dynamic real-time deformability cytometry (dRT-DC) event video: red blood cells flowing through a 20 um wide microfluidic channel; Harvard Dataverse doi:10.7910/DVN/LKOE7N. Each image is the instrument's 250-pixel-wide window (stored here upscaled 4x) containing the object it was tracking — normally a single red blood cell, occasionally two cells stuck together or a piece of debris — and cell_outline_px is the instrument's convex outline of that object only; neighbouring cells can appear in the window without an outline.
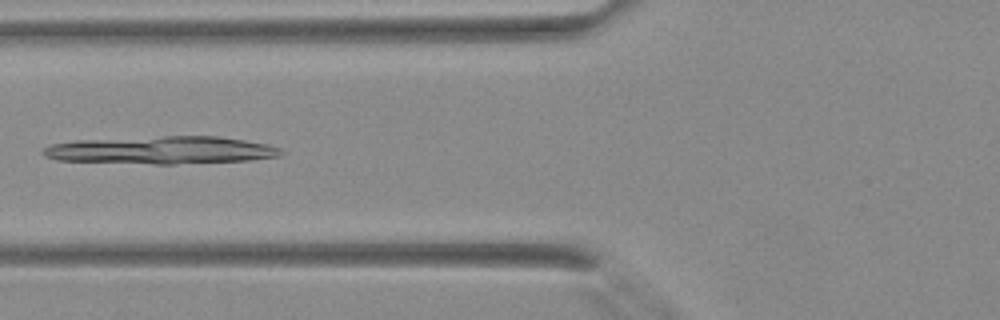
{"species": "Egyptian fruit bat (a non-hibernating species)", "species_latin": "Rousettus aegyptiacus", "temperature_condition": "warm", "stored_images_in_passage": 41, "camera_frame_rate_fps": 3000, "um_per_image_px": 0.085, "animal": {"sex": "female"}, "frame": {"image": 1, "passage_image": 16, "time_ms": 5.0, "image_size_px": [1000, 320], "cell_outline_px": [[284, 152], [280, 156], [252, 160], [176, 164], [156, 164], [56, 160], [44, 156], [40, 152], [48, 144], [76, 140], [164, 136], [220, 136], [268, 144], [280, 148]], "centroid_in_image_um": [13.71, 12.76], "position_along_channel_um": 112.1, "area_um2": 38.67}}
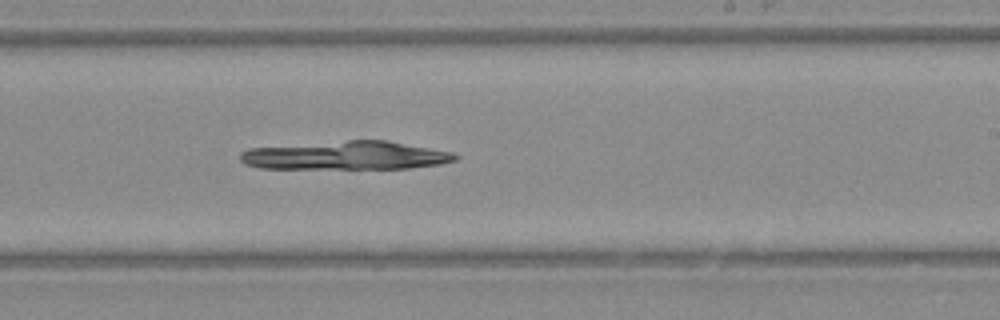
{"frame": {"image": 2, "passage_image": 25, "time_ms": 8.0, "image_size_px": [1000, 320], "cell_outline_px": [[460, 156], [456, 160], [440, 164], [408, 168], [260, 168], [244, 164], [240, 160], [240, 152], [248, 148], [348, 140], [388, 140], [452, 152]], "centroid_in_image_um": [29.41, 13.21], "position_along_channel_um": 259.6, "area_um2": 35.6}}
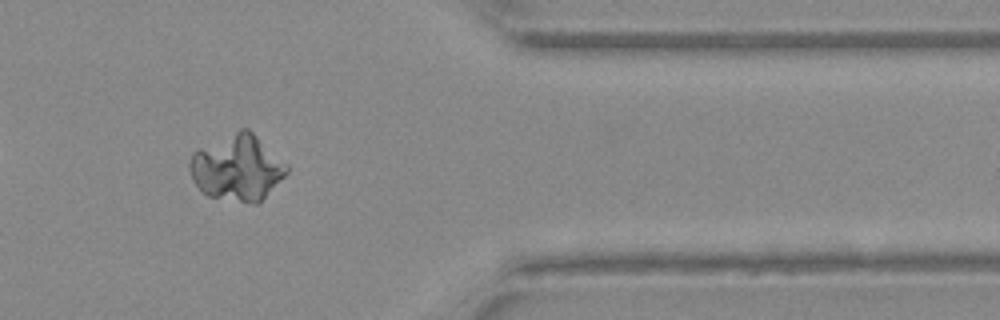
{"frame": {"image": 3, "passage_image": 34, "time_ms": 11.0, "image_size_px": [1000, 320], "cell_outline_px": [[288, 172], [260, 204], [256, 204], [208, 196], [192, 180], [188, 168], [188, 164], [192, 152], [196, 148], [240, 128], [248, 128], [288, 164]], "centroid_in_image_um": [20.16, 14.25], "position_along_channel_um": 391.2, "area_um2": 37.69}}